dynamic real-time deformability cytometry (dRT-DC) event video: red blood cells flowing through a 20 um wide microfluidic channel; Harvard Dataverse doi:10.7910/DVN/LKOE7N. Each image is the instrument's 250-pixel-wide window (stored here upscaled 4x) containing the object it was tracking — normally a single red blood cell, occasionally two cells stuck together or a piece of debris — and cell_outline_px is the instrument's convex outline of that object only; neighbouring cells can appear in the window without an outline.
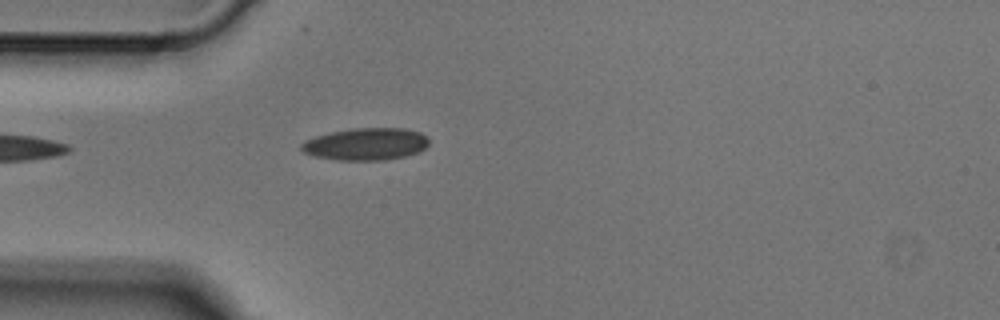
{"species": "Egyptian fruit bat (a non-hibernating species)", "species_latin": "Rousettus aegyptiacus", "temperature_condition": "cold", "stored_images_in_passage": 2, "camera_frame_rate_fps": 3000, "um_per_image_px": 0.085, "animal": {"sex": "male"}, "frame": {"image": 1, "passage_image": 2, "time_ms": 0.333, "image_size_px": [1000, 320], "cell_outline_px": [[428, 144], [424, 148], [416, 152], [404, 156], [384, 160], [340, 160], [316, 156], [304, 152], [300, 148], [300, 144], [304, 140], [316, 136], [332, 132], [352, 128], [404, 128], [420, 132], [428, 136]], "centroid_in_image_um": [31.1, 12.23], "position_along_channel_um": 53.9, "area_um2": 23.81}}